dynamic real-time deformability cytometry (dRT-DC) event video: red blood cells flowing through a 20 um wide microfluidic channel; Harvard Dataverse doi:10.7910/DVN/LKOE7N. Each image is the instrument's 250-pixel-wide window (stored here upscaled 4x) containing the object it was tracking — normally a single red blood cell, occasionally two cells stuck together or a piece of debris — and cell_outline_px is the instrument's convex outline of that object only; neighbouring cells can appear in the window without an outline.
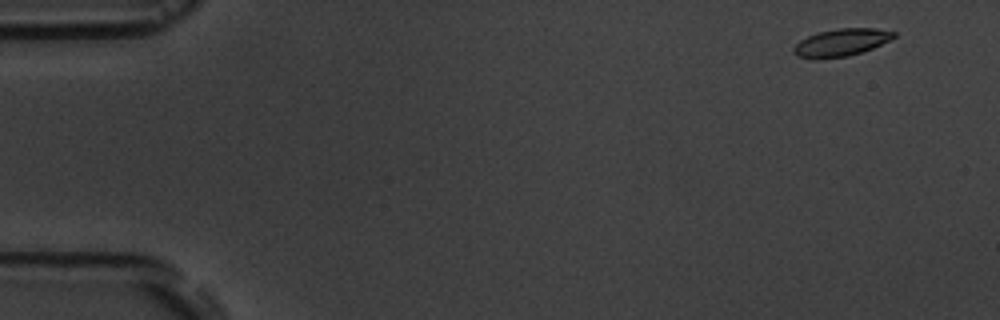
{"species": "common noctule bat (a hibernating species)", "species_latin": "Nyctalus noctula", "temperature_condition": "room temperature", "stored_images_in_passage": 6, "camera_frame_rate_fps": 3000, "um_per_image_px": 0.085, "animal": {"sex": "male", "body_mass_g": 19.5, "forearm_length_mm": 54.6}, "frame": {"image": 1, "passage_image": 1, "time_ms": 0.0, "image_size_px": [1000, 320], "cell_outline_px": [[896, 36], [872, 48], [848, 56], [812, 60], [796, 56], [792, 52], [792, 48], [800, 40], [816, 32], [840, 28], [876, 28], [896, 32]], "centroid_in_image_um": [71.43, 3.62], "position_along_channel_um": 13.6, "area_um2": 16.13}}
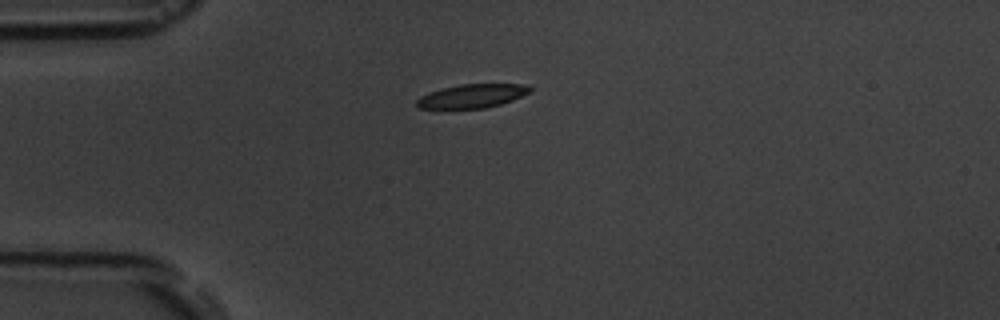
{"frame": {"image": 2, "passage_image": 4, "time_ms": 3.667, "image_size_px": [1000, 320], "cell_outline_px": [[532, 92], [512, 100], [500, 104], [484, 108], [420, 108], [416, 104], [416, 100], [420, 96], [428, 92], [440, 88], [460, 84], [524, 84], [532, 88]], "centroid_in_image_um": [40.13, 8.14], "position_along_channel_um": 44.9, "area_um2": 15.66}}
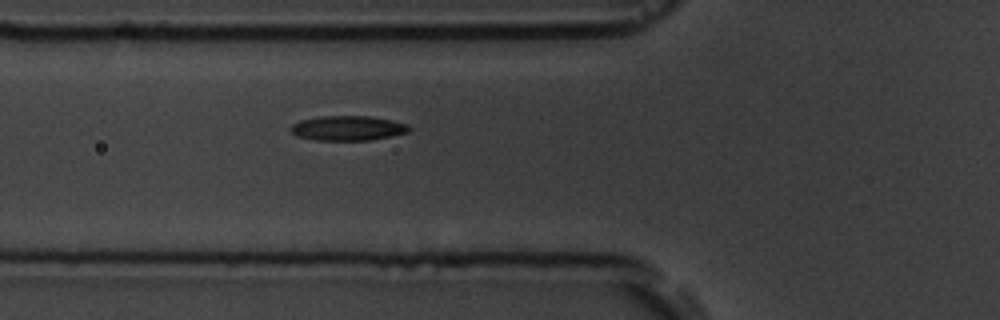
{"frame": {"image": 3, "passage_image": 6, "time_ms": 5.667, "image_size_px": [1000, 320], "cell_outline_px": [[412, 128], [408, 132], [392, 136], [368, 140], [316, 140], [296, 136], [288, 128], [292, 124], [300, 120], [320, 116], [372, 116], [408, 124]], "centroid_in_image_um": [29.55, 10.89], "position_along_channel_um": 96.2, "area_um2": 17.17}}